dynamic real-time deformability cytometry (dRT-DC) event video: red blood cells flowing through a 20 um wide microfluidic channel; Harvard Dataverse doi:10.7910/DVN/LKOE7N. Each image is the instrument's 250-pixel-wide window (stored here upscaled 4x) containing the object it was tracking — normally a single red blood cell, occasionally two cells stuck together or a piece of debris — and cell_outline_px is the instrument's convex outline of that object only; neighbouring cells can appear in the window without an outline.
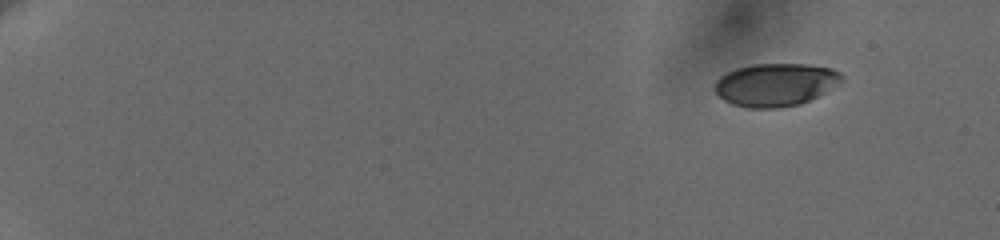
{"species": "human", "species_latin": "Homo sapiens", "temperature_condition": "cold", "stored_images_in_passage": 54, "camera_frame_rate_fps": 3000, "um_per_image_px": 0.085, "donor": {"sex": "female"}, "frame": {"image": 1, "passage_image": 1, "time_ms": 0.0, "image_size_px": [1000, 240], "cell_outline_px": [[844, 80], [840, 84], [800, 104], [780, 108], [748, 108], [732, 104], [724, 100], [716, 92], [716, 80], [720, 76], [736, 68], [752, 64], [808, 64], [832, 68], [840, 72], [844, 76]], "centroid_in_image_um": [65.95, 7.19], "position_along_channel_um": 19.1, "area_um2": 31.79}}
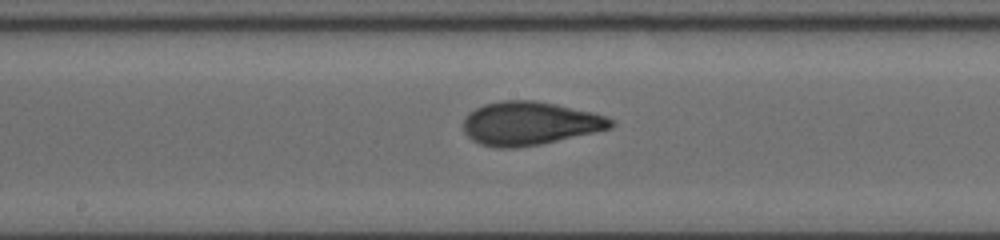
{"frame": {"image": 2, "passage_image": 30, "time_ms": 9.667, "image_size_px": [1000, 240], "cell_outline_px": [[616, 124], [612, 128], [540, 144], [516, 148], [496, 148], [480, 144], [472, 140], [464, 132], [464, 116], [468, 112], [484, 104], [500, 100], [536, 100], [556, 104], [592, 112], [608, 116]], "centroid_in_image_um": [45.01, 10.48], "position_along_channel_um": 203.2, "area_um2": 37.51}}
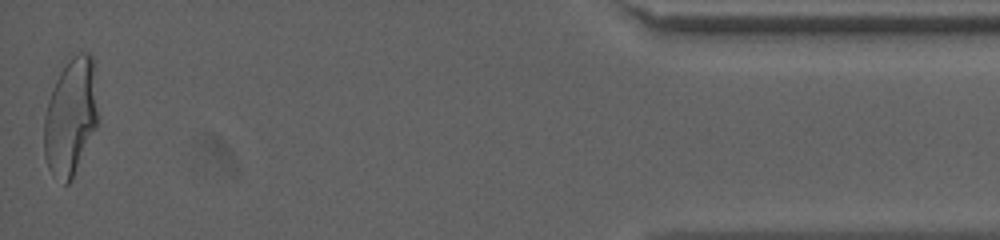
{"frame": {"image": 3, "passage_image": 54, "time_ms": 17.667, "image_size_px": [1000, 240], "cell_outline_px": [[100, 116], [72, 180], [68, 184], [64, 184], [52, 176], [48, 168], [44, 156], [44, 116], [48, 100], [56, 80], [68, 52], [88, 52], [92, 56]], "centroid_in_image_um": [6.0, 9.87], "position_along_channel_um": 429.2, "area_um2": 37.69}, "authors_computed_cell_mechanics": {"area_um2": 35.8649, "velocity_mm_per_s": 3.6378, "shape_relaxation_time_tau1_ms": 4.148, "shape_relaxation_time_tau2_ms": 0.9284, "deformation_change_tau1": 0.1671, "deformation_change_tau2": 0.0647}}